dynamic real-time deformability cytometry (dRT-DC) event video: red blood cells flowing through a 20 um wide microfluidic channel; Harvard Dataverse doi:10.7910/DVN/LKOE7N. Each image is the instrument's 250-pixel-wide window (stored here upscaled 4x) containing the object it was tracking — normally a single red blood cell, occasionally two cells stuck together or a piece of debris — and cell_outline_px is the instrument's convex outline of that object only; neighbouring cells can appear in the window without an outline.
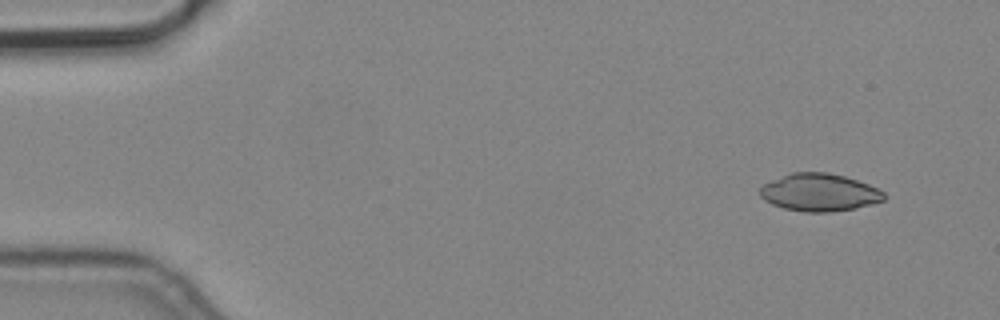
{"species": "common noctule bat (a hibernating species)", "species_latin": "Nyctalus noctula", "temperature_condition": "cold", "stored_images_in_passage": 4, "camera_frame_rate_fps": 3000, "um_per_image_px": 0.085, "animal": {"sex": "male", "body_mass_g": 19.2, "forearm_length_mm": 51.8}, "frame": {"image": 1, "passage_image": 1, "time_ms": 0.0, "image_size_px": [1000, 320], "cell_outline_px": [[884, 200], [872, 204], [856, 208], [828, 212], [804, 212], [784, 208], [772, 204], [764, 200], [760, 196], [760, 188], [764, 184], [772, 180], [792, 172], [828, 172], [844, 176], [868, 184], [884, 192]], "centroid_in_image_um": [69.63, 16.36], "position_along_channel_um": 15.4, "area_um2": 27.05}}
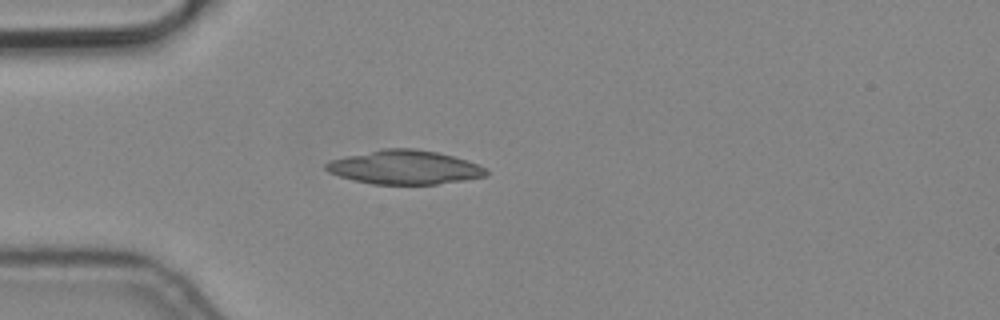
{"frame": {"image": 2, "passage_image": 4, "time_ms": 1.0, "image_size_px": [1000, 320], "cell_outline_px": [[488, 176], [464, 180], [436, 184], [372, 184], [340, 176], [328, 172], [324, 168], [324, 164], [332, 160], [344, 156], [384, 148], [416, 148], [436, 152], [452, 156], [488, 168]], "centroid_in_image_um": [34.39, 14.22], "position_along_channel_um": 50.6, "area_um2": 31.56}}